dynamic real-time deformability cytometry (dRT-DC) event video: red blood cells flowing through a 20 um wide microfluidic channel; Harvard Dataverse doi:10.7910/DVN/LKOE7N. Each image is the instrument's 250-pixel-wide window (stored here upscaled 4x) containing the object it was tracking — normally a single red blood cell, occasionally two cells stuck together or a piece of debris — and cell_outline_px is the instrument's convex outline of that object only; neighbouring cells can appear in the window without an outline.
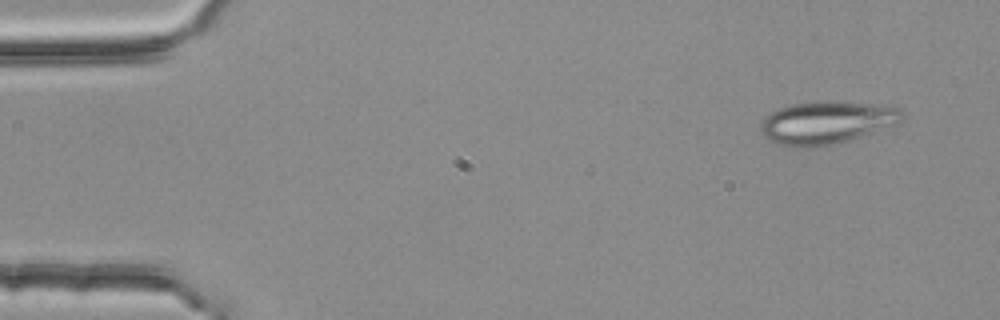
{"species": "common noctule bat (a hibernating species)", "species_latin": "Nyctalus noctula", "temperature_condition": "room temperature", "stored_images_in_passage": 4, "camera_frame_rate_fps": 3000, "um_per_image_px": 0.085, "animal": {"sex": "female", "body_mass_g": 25.1}, "frame": {"image": 1, "passage_image": 1, "time_ms": 0.0, "image_size_px": [1000, 320], "cell_outline_px": [[904, 116], [900, 124], [836, 144], [816, 148], [800, 148], [776, 144], [768, 140], [760, 132], [760, 124], [772, 112], [780, 108], [792, 104], [824, 100], [868, 104], [900, 108]], "centroid_in_image_um": [70.26, 10.45], "position_along_channel_um": 14.7, "area_um2": 35.49}}